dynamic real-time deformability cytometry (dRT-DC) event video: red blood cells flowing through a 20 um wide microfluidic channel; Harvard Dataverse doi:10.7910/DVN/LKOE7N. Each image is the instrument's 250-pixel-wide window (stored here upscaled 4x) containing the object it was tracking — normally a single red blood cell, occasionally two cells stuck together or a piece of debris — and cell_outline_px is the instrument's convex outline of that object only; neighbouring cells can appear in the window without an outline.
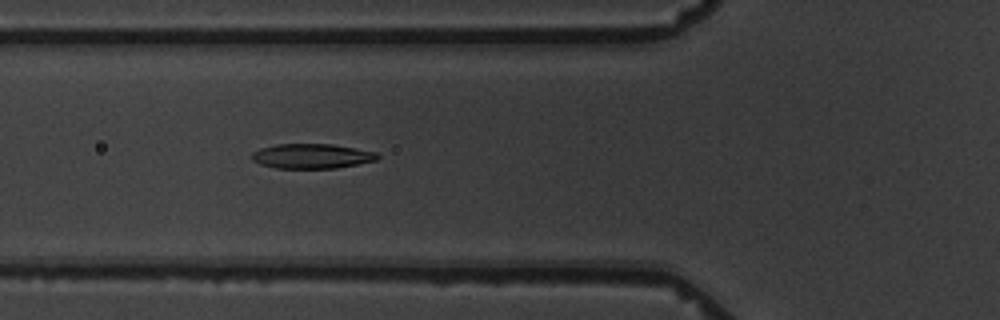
{"species": "common noctule bat (a hibernating species)", "species_latin": "Nyctalus noctula", "temperature_condition": "warm", "stored_images_in_passage": 6, "camera_frame_rate_fps": 3000, "um_per_image_px": 0.085, "animal": {"sex": "male", "body_mass_g": 19.5, "forearm_length_mm": 54.6}, "frame": {"image": 1, "passage_image": 6, "time_ms": 6.0, "image_size_px": [1000, 320], "cell_outline_px": [[380, 156], [376, 160], [336, 168], [276, 168], [260, 164], [252, 160], [252, 152], [260, 148], [276, 144], [332, 144], [376, 152]], "centroid_in_image_um": [26.47, 13.27], "position_along_channel_um": 99.3, "area_um2": 18.03}}